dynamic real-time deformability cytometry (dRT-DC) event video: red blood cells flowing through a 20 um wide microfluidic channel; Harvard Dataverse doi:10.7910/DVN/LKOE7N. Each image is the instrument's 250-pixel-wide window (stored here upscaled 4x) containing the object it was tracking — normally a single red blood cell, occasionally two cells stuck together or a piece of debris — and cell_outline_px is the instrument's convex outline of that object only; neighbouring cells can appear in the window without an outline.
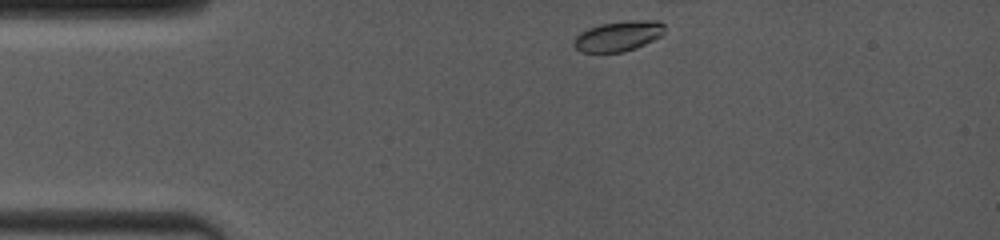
{"species": "common noctule bat (a hibernating species)", "species_latin": "Nyctalus noctula", "temperature_condition": "room temperature", "stored_images_in_passage": 56, "segment_of_instrument_passage": [1, 2], "camera_frame_rate_fps": 4000, "um_per_image_px": 0.085, "animal": {"sex": "female", "body_mass_g": 19.0, "forearm_length_mm": 53.3}, "frame": {"image": 1, "passage_image": 1, "time_ms": 0.0, "image_size_px": [1000, 240], "cell_outline_px": [[664, 32], [660, 36], [636, 48], [624, 52], [580, 52], [572, 44], [572, 40], [580, 32], [588, 28], [600, 24], [628, 20], [660, 20], [664, 24]], "centroid_in_image_um": [52.54, 3.06], "position_along_channel_um": 32.5, "area_um2": 16.13}}
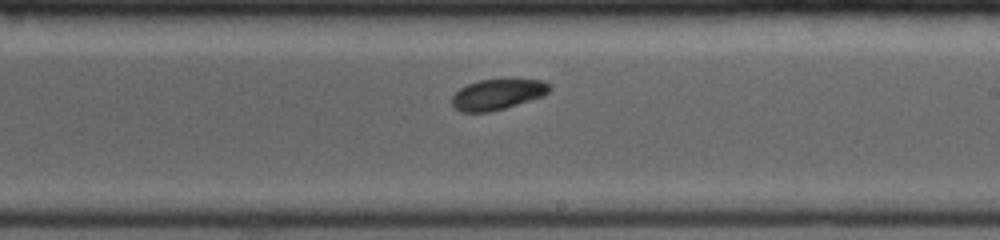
{"frame": {"image": 2, "passage_image": 31, "time_ms": 6.5, "image_size_px": [1000, 240], "cell_outline_px": [[552, 88], [544, 96], [504, 108], [488, 112], [460, 112], [452, 104], [452, 96], [460, 88], [468, 84], [480, 80], [504, 76], [512, 76], [544, 80], [552, 84]], "centroid_in_image_um": [42.38, 7.95], "position_along_channel_um": 246.6, "area_um2": 18.32}}
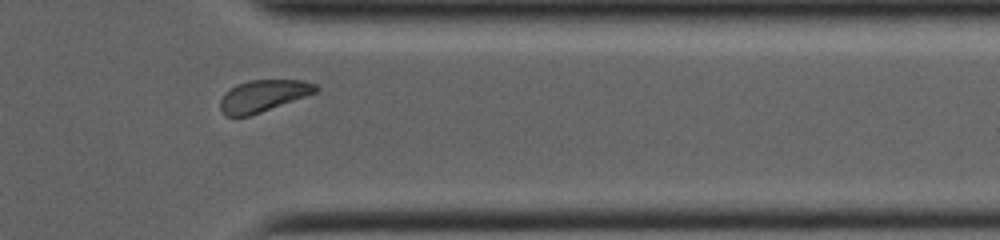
{"frame": {"image": 3, "passage_image": 48, "time_ms": 10.0, "image_size_px": [1000, 240], "cell_outline_px": [[320, 88], [316, 92], [260, 112], [248, 116], [224, 116], [220, 108], [220, 100], [224, 92], [236, 84], [248, 80], [304, 80], [316, 84]], "centroid_in_image_um": [22.34, 8.13], "position_along_channel_um": 389.1, "area_um2": 17.63}}